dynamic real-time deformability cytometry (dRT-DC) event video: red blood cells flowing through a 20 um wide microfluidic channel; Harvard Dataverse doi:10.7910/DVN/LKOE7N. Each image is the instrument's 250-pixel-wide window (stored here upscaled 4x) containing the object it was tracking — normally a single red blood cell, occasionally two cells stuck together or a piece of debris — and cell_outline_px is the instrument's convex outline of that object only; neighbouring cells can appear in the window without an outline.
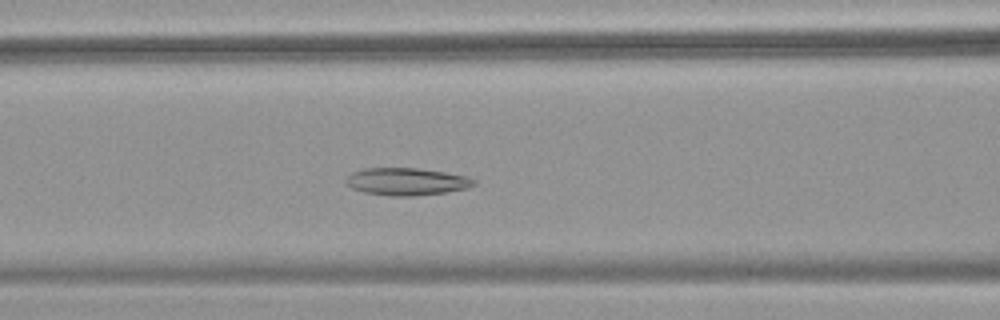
{"species": "common noctule bat (a hibernating species)", "species_latin": "Nyctalus noctula", "temperature_condition": "warm", "stored_images_in_passage": 37, "camera_frame_rate_fps": 3000, "um_per_image_px": 0.085, "animal": {"sex": "female", "body_mass_g": 18.4}, "frame": {"image": 1, "passage_image": 6, "time_ms": 1.667, "image_size_px": [1000, 320], "cell_outline_px": [[476, 184], [468, 188], [444, 192], [412, 196], [392, 196], [364, 192], [352, 188], [344, 180], [352, 172], [364, 168], [416, 168], [444, 172], [468, 176], [476, 180]], "centroid_in_image_um": [34.57, 15.43], "position_along_channel_um": 132.0, "area_um2": 20.35}}
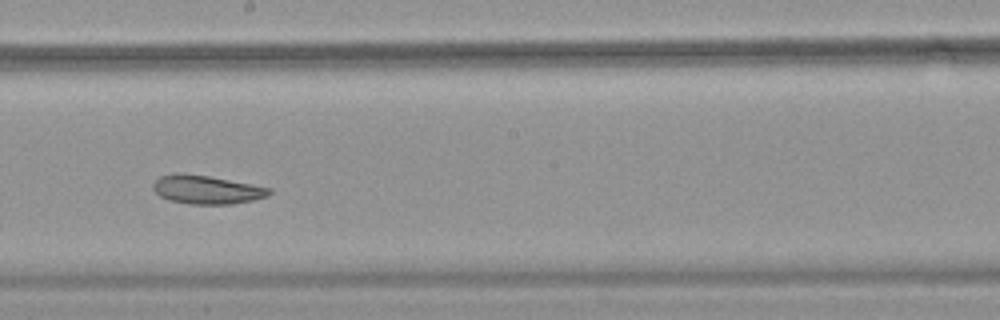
{"frame": {"image": 2, "passage_image": 14, "time_ms": 4.333, "image_size_px": [1000, 320], "cell_outline_px": [[272, 192], [268, 196], [252, 200], [232, 204], [188, 204], [168, 200], [160, 196], [152, 188], [152, 184], [160, 176], [176, 172], [208, 176], [252, 184], [272, 188]], "centroid_in_image_um": [17.55, 16.12], "position_along_channel_um": 230.6, "area_um2": 19.42}}
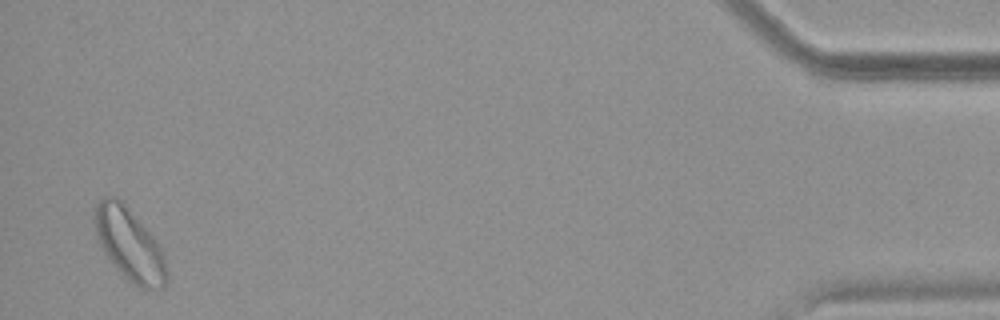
{"frame": {"image": 3, "passage_image": 36, "time_ms": 11.667, "image_size_px": [1000, 320], "cell_outline_px": [[168, 280], [164, 288], [140, 288], [132, 284], [116, 268], [104, 252], [96, 236], [92, 216], [96, 204], [104, 196], [116, 196], [124, 200], [152, 236], [164, 252], [168, 272]], "centroid_in_image_um": [11.0, 20.74], "position_along_channel_um": 424.2, "area_um2": 30.87}}